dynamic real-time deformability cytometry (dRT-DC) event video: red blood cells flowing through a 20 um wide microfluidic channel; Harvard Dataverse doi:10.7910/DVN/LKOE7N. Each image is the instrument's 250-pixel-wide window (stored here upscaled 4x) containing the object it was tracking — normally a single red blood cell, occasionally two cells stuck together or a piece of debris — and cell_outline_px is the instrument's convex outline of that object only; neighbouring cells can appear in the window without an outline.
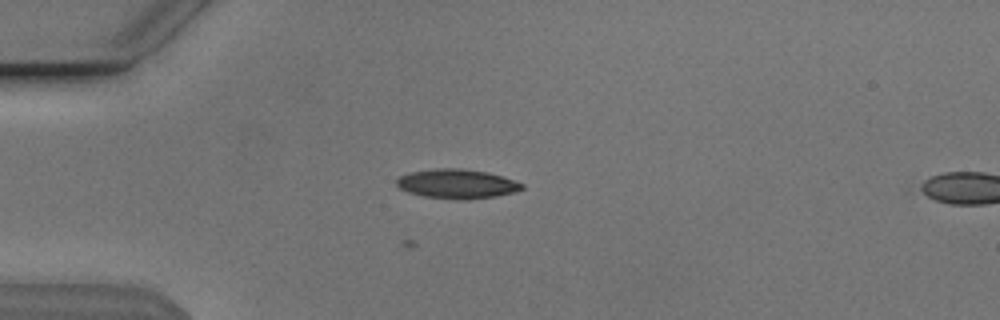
{"species": "Egyptian fruit bat (a non-hibernating species)", "species_latin": "Rousettus aegyptiacus", "temperature_condition": "cold", "stored_images_in_passage": 54, "camera_frame_rate_fps": 3000, "um_per_image_px": 0.085, "animal": {"sex": "male"}, "frame": {"image": 1, "passage_image": 15, "time_ms": 4.667, "image_size_px": [1000, 320], "cell_outline_px": [[524, 188], [512, 192], [496, 196], [468, 200], [460, 200], [424, 196], [408, 192], [400, 188], [396, 184], [396, 180], [400, 176], [412, 172], [436, 168], [460, 168], [488, 172], [524, 184]], "centroid_in_image_um": [38.83, 15.63], "position_along_channel_um": 46.2, "area_um2": 21.27}}
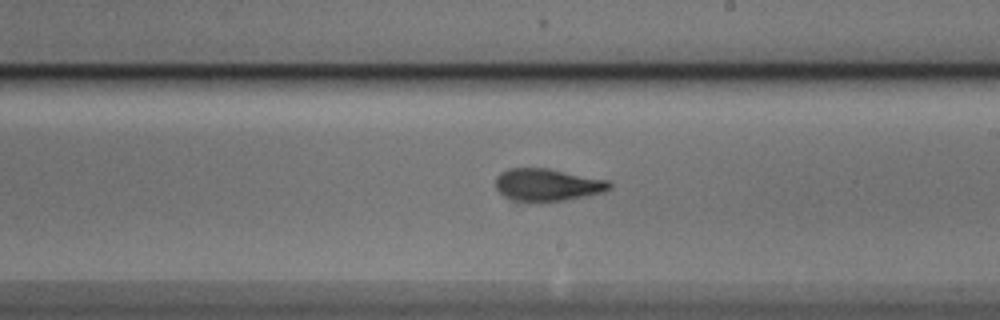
{"frame": {"image": 2, "passage_image": 32, "time_ms": 10.333, "image_size_px": [1000, 320], "cell_outline_px": [[612, 188], [604, 192], [564, 200], [512, 200], [504, 196], [496, 188], [496, 176], [500, 172], [508, 168], [548, 168], [612, 180]], "centroid_in_image_um": [46.58, 15.67], "position_along_channel_um": 242.4, "area_um2": 21.44}}
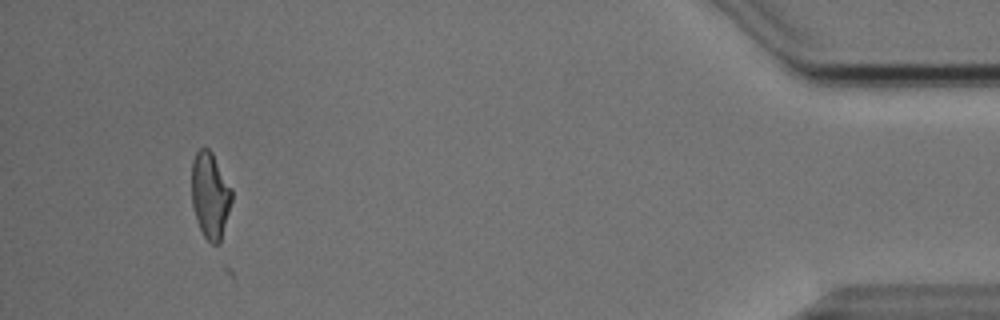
{"frame": {"image": 3, "passage_image": 51, "time_ms": 16.667, "image_size_px": [1000, 320], "cell_outline_px": [[232, 200], [220, 244], [212, 244], [204, 236], [196, 220], [192, 204], [192, 160], [196, 152], [200, 148], [208, 148], [212, 152], [232, 188]], "centroid_in_image_um": [17.87, 16.6], "position_along_channel_um": 417.3, "area_um2": 20.23}}